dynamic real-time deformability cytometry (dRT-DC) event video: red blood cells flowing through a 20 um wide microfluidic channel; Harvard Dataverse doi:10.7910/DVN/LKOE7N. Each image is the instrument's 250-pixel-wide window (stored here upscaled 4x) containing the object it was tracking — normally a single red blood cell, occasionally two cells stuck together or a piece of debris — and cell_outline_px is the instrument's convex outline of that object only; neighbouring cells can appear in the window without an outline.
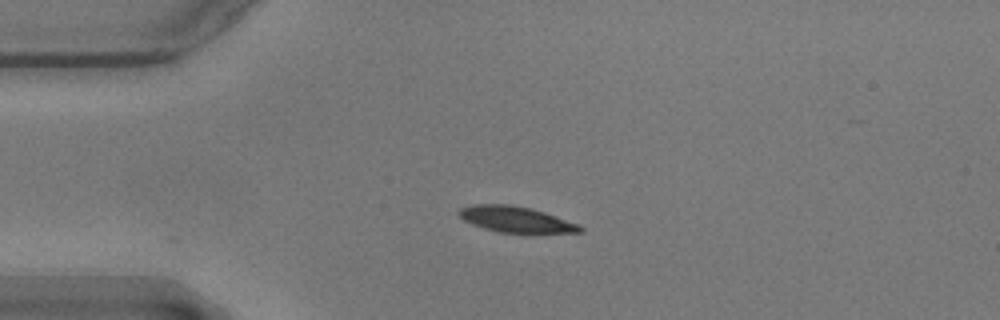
{"species": "common noctule bat (a hibernating species)", "species_latin": "Nyctalus noctula", "temperature_condition": "warm", "stored_images_in_passage": 21, "camera_frame_rate_fps": 3000, "um_per_image_px": 0.085, "animal": {"sex": "male", "body_mass_g": 17.9}, "frame": {"image": 1, "passage_image": 1, "time_ms": 0.0, "image_size_px": [1000, 320], "cell_outline_px": [[584, 232], [500, 232], [484, 228], [472, 224], [464, 220], [456, 212], [460, 208], [472, 204], [508, 204], [532, 208], [580, 224], [584, 228]], "centroid_in_image_um": [43.84, 18.63], "position_along_channel_um": 41.2, "area_um2": 18.15}}
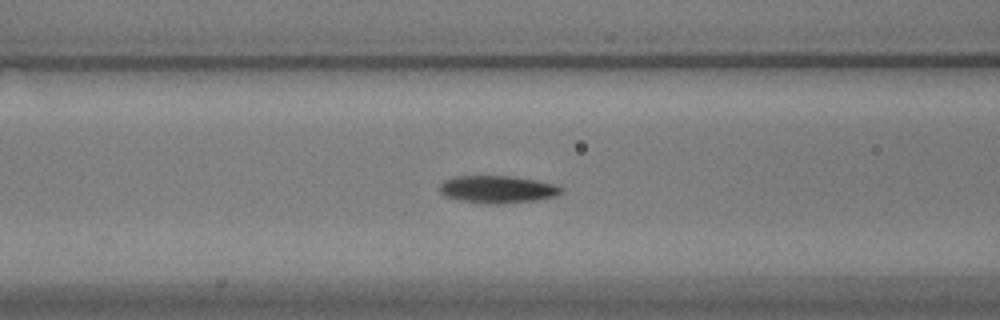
{"frame": {"image": 2, "passage_image": 10, "time_ms": 3.0, "image_size_px": [1000, 320], "cell_outline_px": [[564, 192], [556, 196], [536, 200], [504, 204], [488, 204], [460, 200], [444, 196], [440, 192], [440, 184], [444, 180], [456, 176], [512, 176], [536, 180], [556, 184], [564, 188]], "centroid_in_image_um": [42.33, 16.1], "position_along_channel_um": 124.3, "area_um2": 19.65}}
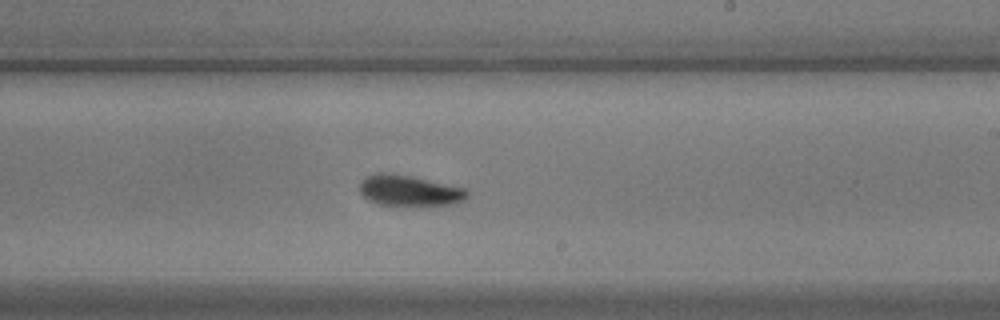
{"frame": {"image": 3, "passage_image": 21, "time_ms": 6.667, "image_size_px": [1000, 320], "cell_outline_px": [[468, 196], [464, 200], [456, 204], [376, 204], [368, 200], [360, 192], [360, 180], [364, 176], [376, 172], [392, 172], [412, 176], [468, 188]], "centroid_in_image_um": [34.78, 16.16], "position_along_channel_um": 254.2, "area_um2": 19.42}}